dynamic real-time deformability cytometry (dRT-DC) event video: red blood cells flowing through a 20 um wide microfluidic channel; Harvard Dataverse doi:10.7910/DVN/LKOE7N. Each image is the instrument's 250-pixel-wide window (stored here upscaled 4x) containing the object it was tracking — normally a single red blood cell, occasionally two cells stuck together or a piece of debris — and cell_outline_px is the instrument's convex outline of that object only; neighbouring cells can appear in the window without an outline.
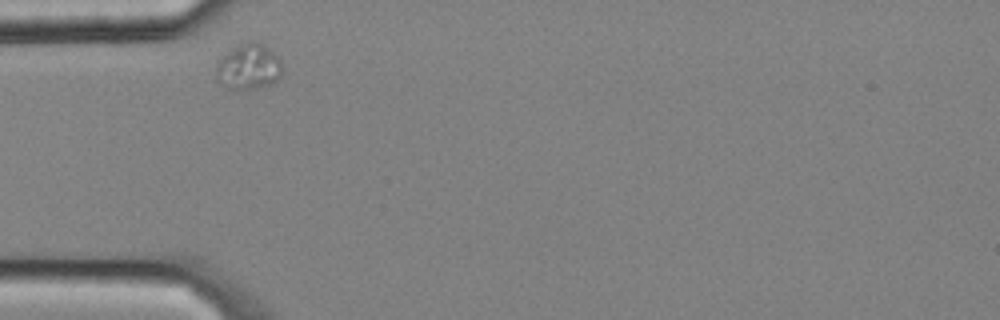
{"species": "common noctule bat (a hibernating species)", "species_latin": "Nyctalus noctula", "temperature_condition": "cold", "stored_images_in_passage": 2, "camera_frame_rate_fps": 3000, "um_per_image_px": 0.085, "animal": {"sex": "male", "body_mass_g": 20.4}, "frame": {"image": 1, "passage_image": 1, "time_ms": 0.0, "image_size_px": [1000, 320], "cell_outline_px": [[284, 72], [272, 84], [260, 88], [240, 92], [236, 92], [220, 84], [216, 80], [216, 68], [220, 60], [228, 52], [240, 44], [248, 40], [256, 40], [280, 56]], "centroid_in_image_um": [21.17, 5.72], "position_along_channel_um": 63.8, "area_um2": 18.26}}
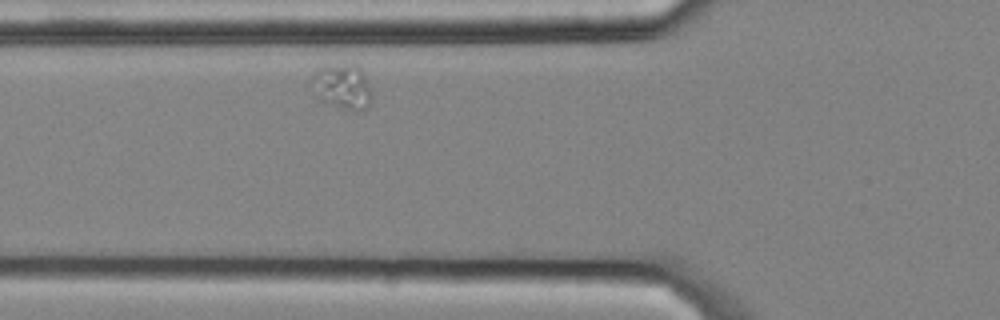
{"frame": {"image": 2, "passage_image": 2, "time_ms": 0.333, "image_size_px": [1000, 320], "cell_outline_px": [[372, 100], [368, 108], [360, 112], [352, 112], [320, 100], [308, 84], [312, 76], [320, 68], [360, 68], [368, 84], [372, 96]], "centroid_in_image_um": [29.1, 7.5], "position_along_channel_um": 96.7, "area_um2": 15.2}}